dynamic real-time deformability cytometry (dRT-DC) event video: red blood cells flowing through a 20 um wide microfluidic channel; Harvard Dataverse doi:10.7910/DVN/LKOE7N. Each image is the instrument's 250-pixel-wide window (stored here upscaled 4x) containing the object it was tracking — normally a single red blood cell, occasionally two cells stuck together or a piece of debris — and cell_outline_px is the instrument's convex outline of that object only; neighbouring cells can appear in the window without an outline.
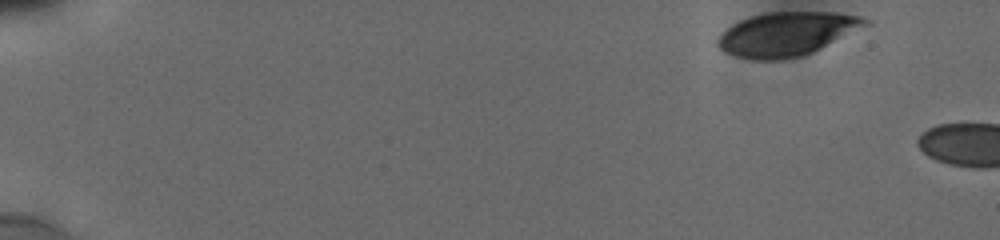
{"species": "human", "species_latin": "Homo sapiens", "temperature_condition": "cold", "stored_images_in_passage": 5, "camera_frame_rate_fps": 3000, "um_per_image_px": 0.085, "donor": {"sex": "male"}, "frame": {"image": 1, "passage_image": 1, "time_ms": 0.0, "image_size_px": [1000, 240], "cell_outline_px": [[872, 24], [804, 56], [784, 60], [752, 60], [736, 56], [724, 52], [716, 44], [716, 40], [732, 24], [740, 20], [752, 16], [772, 12], [836, 12], [860, 16], [868, 20]], "centroid_in_image_um": [66.91, 2.9], "position_along_channel_um": 18.1, "area_um2": 37.86}}